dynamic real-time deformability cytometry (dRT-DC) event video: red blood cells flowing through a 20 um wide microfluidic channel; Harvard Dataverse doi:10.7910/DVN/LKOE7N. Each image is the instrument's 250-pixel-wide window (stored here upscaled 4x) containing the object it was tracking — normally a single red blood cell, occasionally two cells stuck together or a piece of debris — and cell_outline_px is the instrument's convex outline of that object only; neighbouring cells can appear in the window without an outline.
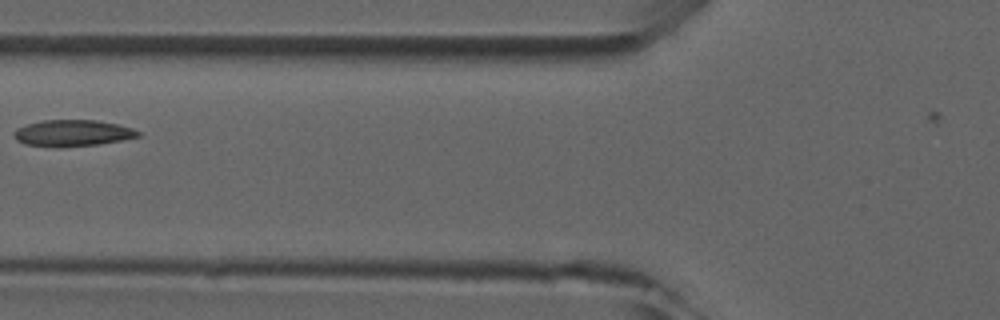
{"species": "common noctule bat (a hibernating species)", "species_latin": "Nyctalus noctula", "temperature_condition": "room temperature", "stored_images_in_passage": 7, "camera_frame_rate_fps": 3000, "um_per_image_px": 0.085, "animal": {"sex": "male", "forearm_length_mm": 52.5}, "frame": {"image": 1, "passage_image": 6, "time_ms": 6.0, "image_size_px": [1000, 320], "cell_outline_px": [[140, 136], [120, 140], [96, 144], [56, 148], [24, 144], [16, 140], [12, 132], [16, 128], [28, 124], [44, 120], [96, 120], [116, 124], [132, 128], [140, 132]], "centroid_in_image_um": [6.11, 11.32], "position_along_channel_um": 119.7, "area_um2": 19.07}}
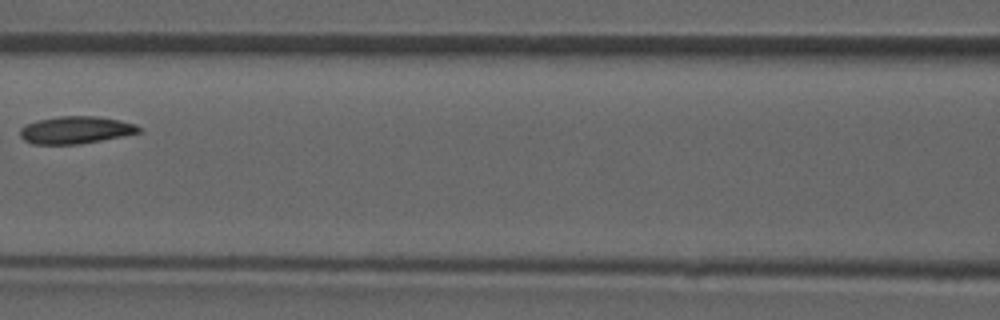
{"frame": {"image": 2, "passage_image": 7, "time_ms": 7.0, "image_size_px": [1000, 320], "cell_outline_px": [[140, 132], [124, 136], [80, 144], [32, 144], [24, 140], [20, 136], [20, 128], [36, 120], [60, 116], [100, 116], [120, 120], [136, 124], [140, 128]], "centroid_in_image_um": [6.44, 11.05], "position_along_channel_um": 160.2, "area_um2": 19.02}}